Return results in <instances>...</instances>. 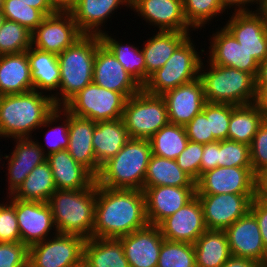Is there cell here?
I'll return each instance as SVG.
<instances>
[{
    "label": "cell",
    "mask_w": 267,
    "mask_h": 267,
    "mask_svg": "<svg viewBox=\"0 0 267 267\" xmlns=\"http://www.w3.org/2000/svg\"><path fill=\"white\" fill-rule=\"evenodd\" d=\"M210 38L208 61L222 67H231L252 74L255 78L259 63L238 43L234 36L223 26Z\"/></svg>",
    "instance_id": "cell-20"
},
{
    "label": "cell",
    "mask_w": 267,
    "mask_h": 267,
    "mask_svg": "<svg viewBox=\"0 0 267 267\" xmlns=\"http://www.w3.org/2000/svg\"><path fill=\"white\" fill-rule=\"evenodd\" d=\"M151 155L149 140L130 138L122 149L101 167L96 177L97 184L113 189L143 190Z\"/></svg>",
    "instance_id": "cell-5"
},
{
    "label": "cell",
    "mask_w": 267,
    "mask_h": 267,
    "mask_svg": "<svg viewBox=\"0 0 267 267\" xmlns=\"http://www.w3.org/2000/svg\"><path fill=\"white\" fill-rule=\"evenodd\" d=\"M46 160L50 164L58 190H81L96 182V177L77 163L67 150L51 153Z\"/></svg>",
    "instance_id": "cell-27"
},
{
    "label": "cell",
    "mask_w": 267,
    "mask_h": 267,
    "mask_svg": "<svg viewBox=\"0 0 267 267\" xmlns=\"http://www.w3.org/2000/svg\"><path fill=\"white\" fill-rule=\"evenodd\" d=\"M159 31L191 32L185 19L183 0H131L130 8ZM191 29V30H190Z\"/></svg>",
    "instance_id": "cell-18"
},
{
    "label": "cell",
    "mask_w": 267,
    "mask_h": 267,
    "mask_svg": "<svg viewBox=\"0 0 267 267\" xmlns=\"http://www.w3.org/2000/svg\"><path fill=\"white\" fill-rule=\"evenodd\" d=\"M158 227L165 240L194 244L207 230L197 195L174 214L164 219Z\"/></svg>",
    "instance_id": "cell-17"
},
{
    "label": "cell",
    "mask_w": 267,
    "mask_h": 267,
    "mask_svg": "<svg viewBox=\"0 0 267 267\" xmlns=\"http://www.w3.org/2000/svg\"><path fill=\"white\" fill-rule=\"evenodd\" d=\"M130 3L131 0H76L68 11L83 34L101 35L102 24L112 17L111 14L117 12L120 5L129 8Z\"/></svg>",
    "instance_id": "cell-25"
},
{
    "label": "cell",
    "mask_w": 267,
    "mask_h": 267,
    "mask_svg": "<svg viewBox=\"0 0 267 267\" xmlns=\"http://www.w3.org/2000/svg\"><path fill=\"white\" fill-rule=\"evenodd\" d=\"M3 1L4 0H0V12H2V9H3Z\"/></svg>",
    "instance_id": "cell-64"
},
{
    "label": "cell",
    "mask_w": 267,
    "mask_h": 267,
    "mask_svg": "<svg viewBox=\"0 0 267 267\" xmlns=\"http://www.w3.org/2000/svg\"><path fill=\"white\" fill-rule=\"evenodd\" d=\"M129 139L123 119L96 122L92 144L98 165L113 158Z\"/></svg>",
    "instance_id": "cell-29"
},
{
    "label": "cell",
    "mask_w": 267,
    "mask_h": 267,
    "mask_svg": "<svg viewBox=\"0 0 267 267\" xmlns=\"http://www.w3.org/2000/svg\"><path fill=\"white\" fill-rule=\"evenodd\" d=\"M189 35L173 52L165 65L153 73L142 87L147 93L163 95L174 88L190 83L199 78L202 63L201 55L197 52Z\"/></svg>",
    "instance_id": "cell-7"
},
{
    "label": "cell",
    "mask_w": 267,
    "mask_h": 267,
    "mask_svg": "<svg viewBox=\"0 0 267 267\" xmlns=\"http://www.w3.org/2000/svg\"><path fill=\"white\" fill-rule=\"evenodd\" d=\"M143 193L148 223L158 226L196 195V187H144Z\"/></svg>",
    "instance_id": "cell-21"
},
{
    "label": "cell",
    "mask_w": 267,
    "mask_h": 267,
    "mask_svg": "<svg viewBox=\"0 0 267 267\" xmlns=\"http://www.w3.org/2000/svg\"><path fill=\"white\" fill-rule=\"evenodd\" d=\"M235 105L205 103L202 112L209 119L210 133L217 141L228 139L229 122Z\"/></svg>",
    "instance_id": "cell-44"
},
{
    "label": "cell",
    "mask_w": 267,
    "mask_h": 267,
    "mask_svg": "<svg viewBox=\"0 0 267 267\" xmlns=\"http://www.w3.org/2000/svg\"><path fill=\"white\" fill-rule=\"evenodd\" d=\"M104 31L100 37L102 43L113 53L124 69L143 87L146 84V64L142 50L135 44H123ZM128 44V45H127Z\"/></svg>",
    "instance_id": "cell-36"
},
{
    "label": "cell",
    "mask_w": 267,
    "mask_h": 267,
    "mask_svg": "<svg viewBox=\"0 0 267 267\" xmlns=\"http://www.w3.org/2000/svg\"><path fill=\"white\" fill-rule=\"evenodd\" d=\"M127 98L94 84L80 90L64 107L79 117L95 122L122 119Z\"/></svg>",
    "instance_id": "cell-9"
},
{
    "label": "cell",
    "mask_w": 267,
    "mask_h": 267,
    "mask_svg": "<svg viewBox=\"0 0 267 267\" xmlns=\"http://www.w3.org/2000/svg\"><path fill=\"white\" fill-rule=\"evenodd\" d=\"M76 267H92L90 266L84 259L81 261V263L79 265H77Z\"/></svg>",
    "instance_id": "cell-61"
},
{
    "label": "cell",
    "mask_w": 267,
    "mask_h": 267,
    "mask_svg": "<svg viewBox=\"0 0 267 267\" xmlns=\"http://www.w3.org/2000/svg\"><path fill=\"white\" fill-rule=\"evenodd\" d=\"M219 2L224 10H229L231 7L232 9L234 8V13L252 11L248 8V6L252 5L248 0H219Z\"/></svg>",
    "instance_id": "cell-56"
},
{
    "label": "cell",
    "mask_w": 267,
    "mask_h": 267,
    "mask_svg": "<svg viewBox=\"0 0 267 267\" xmlns=\"http://www.w3.org/2000/svg\"><path fill=\"white\" fill-rule=\"evenodd\" d=\"M16 143L11 155H5L4 159L8 161V195H12L39 164L46 161L47 156L43 148L39 145L37 139L20 138L13 139Z\"/></svg>",
    "instance_id": "cell-24"
},
{
    "label": "cell",
    "mask_w": 267,
    "mask_h": 267,
    "mask_svg": "<svg viewBox=\"0 0 267 267\" xmlns=\"http://www.w3.org/2000/svg\"><path fill=\"white\" fill-rule=\"evenodd\" d=\"M93 83L101 88L122 93L127 99L142 89L103 43L96 50Z\"/></svg>",
    "instance_id": "cell-16"
},
{
    "label": "cell",
    "mask_w": 267,
    "mask_h": 267,
    "mask_svg": "<svg viewBox=\"0 0 267 267\" xmlns=\"http://www.w3.org/2000/svg\"><path fill=\"white\" fill-rule=\"evenodd\" d=\"M100 35H83L72 46L58 54L59 90L52 99L56 107H64L80 90L93 82V68Z\"/></svg>",
    "instance_id": "cell-3"
},
{
    "label": "cell",
    "mask_w": 267,
    "mask_h": 267,
    "mask_svg": "<svg viewBox=\"0 0 267 267\" xmlns=\"http://www.w3.org/2000/svg\"><path fill=\"white\" fill-rule=\"evenodd\" d=\"M0 209V243L21 242L20 231L15 213V198L8 196Z\"/></svg>",
    "instance_id": "cell-46"
},
{
    "label": "cell",
    "mask_w": 267,
    "mask_h": 267,
    "mask_svg": "<svg viewBox=\"0 0 267 267\" xmlns=\"http://www.w3.org/2000/svg\"><path fill=\"white\" fill-rule=\"evenodd\" d=\"M152 154L176 160L189 141L184 126L168 123L150 139Z\"/></svg>",
    "instance_id": "cell-38"
},
{
    "label": "cell",
    "mask_w": 267,
    "mask_h": 267,
    "mask_svg": "<svg viewBox=\"0 0 267 267\" xmlns=\"http://www.w3.org/2000/svg\"><path fill=\"white\" fill-rule=\"evenodd\" d=\"M118 239L122 243L130 267H157L161 246L165 240L158 226L147 225Z\"/></svg>",
    "instance_id": "cell-22"
},
{
    "label": "cell",
    "mask_w": 267,
    "mask_h": 267,
    "mask_svg": "<svg viewBox=\"0 0 267 267\" xmlns=\"http://www.w3.org/2000/svg\"><path fill=\"white\" fill-rule=\"evenodd\" d=\"M33 90L27 51L0 55V92L3 95Z\"/></svg>",
    "instance_id": "cell-28"
},
{
    "label": "cell",
    "mask_w": 267,
    "mask_h": 267,
    "mask_svg": "<svg viewBox=\"0 0 267 267\" xmlns=\"http://www.w3.org/2000/svg\"><path fill=\"white\" fill-rule=\"evenodd\" d=\"M232 256L249 258L267 263V250L263 244L260 228L255 216L248 211L226 230Z\"/></svg>",
    "instance_id": "cell-19"
},
{
    "label": "cell",
    "mask_w": 267,
    "mask_h": 267,
    "mask_svg": "<svg viewBox=\"0 0 267 267\" xmlns=\"http://www.w3.org/2000/svg\"><path fill=\"white\" fill-rule=\"evenodd\" d=\"M122 119L129 137L134 139L149 140L169 123L163 97L147 93L143 88L126 100Z\"/></svg>",
    "instance_id": "cell-8"
},
{
    "label": "cell",
    "mask_w": 267,
    "mask_h": 267,
    "mask_svg": "<svg viewBox=\"0 0 267 267\" xmlns=\"http://www.w3.org/2000/svg\"><path fill=\"white\" fill-rule=\"evenodd\" d=\"M251 4L255 5L257 4V7H258V4L260 5L262 0H248Z\"/></svg>",
    "instance_id": "cell-62"
},
{
    "label": "cell",
    "mask_w": 267,
    "mask_h": 267,
    "mask_svg": "<svg viewBox=\"0 0 267 267\" xmlns=\"http://www.w3.org/2000/svg\"><path fill=\"white\" fill-rule=\"evenodd\" d=\"M203 144L188 141L184 151L176 158L178 166L195 182L200 178Z\"/></svg>",
    "instance_id": "cell-47"
},
{
    "label": "cell",
    "mask_w": 267,
    "mask_h": 267,
    "mask_svg": "<svg viewBox=\"0 0 267 267\" xmlns=\"http://www.w3.org/2000/svg\"><path fill=\"white\" fill-rule=\"evenodd\" d=\"M4 204H5L4 202L0 203V209L2 208V206H3Z\"/></svg>",
    "instance_id": "cell-65"
},
{
    "label": "cell",
    "mask_w": 267,
    "mask_h": 267,
    "mask_svg": "<svg viewBox=\"0 0 267 267\" xmlns=\"http://www.w3.org/2000/svg\"><path fill=\"white\" fill-rule=\"evenodd\" d=\"M189 141L208 144L217 141L210 133L209 119L201 111L188 124L184 126Z\"/></svg>",
    "instance_id": "cell-50"
},
{
    "label": "cell",
    "mask_w": 267,
    "mask_h": 267,
    "mask_svg": "<svg viewBox=\"0 0 267 267\" xmlns=\"http://www.w3.org/2000/svg\"><path fill=\"white\" fill-rule=\"evenodd\" d=\"M2 14L5 19L17 22L30 32H33L46 17L41 10L30 7L20 0H4Z\"/></svg>",
    "instance_id": "cell-43"
},
{
    "label": "cell",
    "mask_w": 267,
    "mask_h": 267,
    "mask_svg": "<svg viewBox=\"0 0 267 267\" xmlns=\"http://www.w3.org/2000/svg\"><path fill=\"white\" fill-rule=\"evenodd\" d=\"M61 115L63 117H61ZM60 119V120H59ZM64 119V120H63ZM61 122L52 127V125L57 124L59 121ZM51 126V127H50ZM49 127L48 132L45 134V146L40 142L39 145L43 148V152L46 156L51 153L67 150L69 145V111L65 107H57L45 120V122L41 125L40 128Z\"/></svg>",
    "instance_id": "cell-39"
},
{
    "label": "cell",
    "mask_w": 267,
    "mask_h": 267,
    "mask_svg": "<svg viewBox=\"0 0 267 267\" xmlns=\"http://www.w3.org/2000/svg\"><path fill=\"white\" fill-rule=\"evenodd\" d=\"M156 186L196 187V182L178 166L176 160L152 154L144 187Z\"/></svg>",
    "instance_id": "cell-33"
},
{
    "label": "cell",
    "mask_w": 267,
    "mask_h": 267,
    "mask_svg": "<svg viewBox=\"0 0 267 267\" xmlns=\"http://www.w3.org/2000/svg\"><path fill=\"white\" fill-rule=\"evenodd\" d=\"M196 267H222L232 256L224 230L207 229L194 243Z\"/></svg>",
    "instance_id": "cell-32"
},
{
    "label": "cell",
    "mask_w": 267,
    "mask_h": 267,
    "mask_svg": "<svg viewBox=\"0 0 267 267\" xmlns=\"http://www.w3.org/2000/svg\"><path fill=\"white\" fill-rule=\"evenodd\" d=\"M0 267H28V247L22 242L0 243Z\"/></svg>",
    "instance_id": "cell-49"
},
{
    "label": "cell",
    "mask_w": 267,
    "mask_h": 267,
    "mask_svg": "<svg viewBox=\"0 0 267 267\" xmlns=\"http://www.w3.org/2000/svg\"><path fill=\"white\" fill-rule=\"evenodd\" d=\"M2 96H3V94L0 92V101H1V99H2Z\"/></svg>",
    "instance_id": "cell-66"
},
{
    "label": "cell",
    "mask_w": 267,
    "mask_h": 267,
    "mask_svg": "<svg viewBox=\"0 0 267 267\" xmlns=\"http://www.w3.org/2000/svg\"><path fill=\"white\" fill-rule=\"evenodd\" d=\"M56 108L52 96L36 90L3 95L0 101V137L32 138V133L40 129Z\"/></svg>",
    "instance_id": "cell-2"
},
{
    "label": "cell",
    "mask_w": 267,
    "mask_h": 267,
    "mask_svg": "<svg viewBox=\"0 0 267 267\" xmlns=\"http://www.w3.org/2000/svg\"><path fill=\"white\" fill-rule=\"evenodd\" d=\"M31 35L27 28L5 19L0 28V55L27 51L31 47Z\"/></svg>",
    "instance_id": "cell-40"
},
{
    "label": "cell",
    "mask_w": 267,
    "mask_h": 267,
    "mask_svg": "<svg viewBox=\"0 0 267 267\" xmlns=\"http://www.w3.org/2000/svg\"><path fill=\"white\" fill-rule=\"evenodd\" d=\"M183 12L188 24L196 30L209 25L208 21L220 16L225 10L219 0H183Z\"/></svg>",
    "instance_id": "cell-42"
},
{
    "label": "cell",
    "mask_w": 267,
    "mask_h": 267,
    "mask_svg": "<svg viewBox=\"0 0 267 267\" xmlns=\"http://www.w3.org/2000/svg\"><path fill=\"white\" fill-rule=\"evenodd\" d=\"M20 2L41 10L46 16L52 15L58 11L51 0H20Z\"/></svg>",
    "instance_id": "cell-55"
},
{
    "label": "cell",
    "mask_w": 267,
    "mask_h": 267,
    "mask_svg": "<svg viewBox=\"0 0 267 267\" xmlns=\"http://www.w3.org/2000/svg\"><path fill=\"white\" fill-rule=\"evenodd\" d=\"M83 35L71 13L68 10H58L46 16L32 32L31 46L58 55Z\"/></svg>",
    "instance_id": "cell-11"
},
{
    "label": "cell",
    "mask_w": 267,
    "mask_h": 267,
    "mask_svg": "<svg viewBox=\"0 0 267 267\" xmlns=\"http://www.w3.org/2000/svg\"><path fill=\"white\" fill-rule=\"evenodd\" d=\"M96 122L69 112V145L67 151L79 164L87 168L95 177L100 173L93 150L92 138Z\"/></svg>",
    "instance_id": "cell-26"
},
{
    "label": "cell",
    "mask_w": 267,
    "mask_h": 267,
    "mask_svg": "<svg viewBox=\"0 0 267 267\" xmlns=\"http://www.w3.org/2000/svg\"><path fill=\"white\" fill-rule=\"evenodd\" d=\"M56 190L52 170L46 160L31 171L11 196L24 201L49 202Z\"/></svg>",
    "instance_id": "cell-35"
},
{
    "label": "cell",
    "mask_w": 267,
    "mask_h": 267,
    "mask_svg": "<svg viewBox=\"0 0 267 267\" xmlns=\"http://www.w3.org/2000/svg\"><path fill=\"white\" fill-rule=\"evenodd\" d=\"M256 218L263 244L267 250V201L254 198L250 204L249 210Z\"/></svg>",
    "instance_id": "cell-51"
},
{
    "label": "cell",
    "mask_w": 267,
    "mask_h": 267,
    "mask_svg": "<svg viewBox=\"0 0 267 267\" xmlns=\"http://www.w3.org/2000/svg\"><path fill=\"white\" fill-rule=\"evenodd\" d=\"M27 57L33 82V90L53 96L59 90L60 67L58 56L34 47L27 50ZM51 91H56L52 93ZM52 93V94H51Z\"/></svg>",
    "instance_id": "cell-30"
},
{
    "label": "cell",
    "mask_w": 267,
    "mask_h": 267,
    "mask_svg": "<svg viewBox=\"0 0 267 267\" xmlns=\"http://www.w3.org/2000/svg\"><path fill=\"white\" fill-rule=\"evenodd\" d=\"M256 85H267V55L264 60L259 63Z\"/></svg>",
    "instance_id": "cell-58"
},
{
    "label": "cell",
    "mask_w": 267,
    "mask_h": 267,
    "mask_svg": "<svg viewBox=\"0 0 267 267\" xmlns=\"http://www.w3.org/2000/svg\"><path fill=\"white\" fill-rule=\"evenodd\" d=\"M255 194L252 167H216L196 182V194Z\"/></svg>",
    "instance_id": "cell-13"
},
{
    "label": "cell",
    "mask_w": 267,
    "mask_h": 267,
    "mask_svg": "<svg viewBox=\"0 0 267 267\" xmlns=\"http://www.w3.org/2000/svg\"><path fill=\"white\" fill-rule=\"evenodd\" d=\"M252 167L250 146L232 140L219 141L218 167Z\"/></svg>",
    "instance_id": "cell-45"
},
{
    "label": "cell",
    "mask_w": 267,
    "mask_h": 267,
    "mask_svg": "<svg viewBox=\"0 0 267 267\" xmlns=\"http://www.w3.org/2000/svg\"><path fill=\"white\" fill-rule=\"evenodd\" d=\"M83 259L92 267H130L121 241L115 238L86 239Z\"/></svg>",
    "instance_id": "cell-34"
},
{
    "label": "cell",
    "mask_w": 267,
    "mask_h": 267,
    "mask_svg": "<svg viewBox=\"0 0 267 267\" xmlns=\"http://www.w3.org/2000/svg\"><path fill=\"white\" fill-rule=\"evenodd\" d=\"M222 267H265L262 263L242 257L231 256Z\"/></svg>",
    "instance_id": "cell-57"
},
{
    "label": "cell",
    "mask_w": 267,
    "mask_h": 267,
    "mask_svg": "<svg viewBox=\"0 0 267 267\" xmlns=\"http://www.w3.org/2000/svg\"><path fill=\"white\" fill-rule=\"evenodd\" d=\"M263 120L262 113L253 103L236 106L231 113L228 140L250 146Z\"/></svg>",
    "instance_id": "cell-37"
},
{
    "label": "cell",
    "mask_w": 267,
    "mask_h": 267,
    "mask_svg": "<svg viewBox=\"0 0 267 267\" xmlns=\"http://www.w3.org/2000/svg\"><path fill=\"white\" fill-rule=\"evenodd\" d=\"M57 233L92 237L95 224L96 182L81 190H56L49 200Z\"/></svg>",
    "instance_id": "cell-4"
},
{
    "label": "cell",
    "mask_w": 267,
    "mask_h": 267,
    "mask_svg": "<svg viewBox=\"0 0 267 267\" xmlns=\"http://www.w3.org/2000/svg\"><path fill=\"white\" fill-rule=\"evenodd\" d=\"M205 62L207 65L204 64ZM205 62L202 60L199 79L202 82L207 103L241 106L254 102L256 78L252 74L231 67L215 65L208 60Z\"/></svg>",
    "instance_id": "cell-6"
},
{
    "label": "cell",
    "mask_w": 267,
    "mask_h": 267,
    "mask_svg": "<svg viewBox=\"0 0 267 267\" xmlns=\"http://www.w3.org/2000/svg\"><path fill=\"white\" fill-rule=\"evenodd\" d=\"M232 13L224 27L258 63H261L267 55V25L263 16L255 9L250 12Z\"/></svg>",
    "instance_id": "cell-15"
},
{
    "label": "cell",
    "mask_w": 267,
    "mask_h": 267,
    "mask_svg": "<svg viewBox=\"0 0 267 267\" xmlns=\"http://www.w3.org/2000/svg\"><path fill=\"white\" fill-rule=\"evenodd\" d=\"M171 124L185 126L203 109L206 103L201 80L178 86L162 95Z\"/></svg>",
    "instance_id": "cell-23"
},
{
    "label": "cell",
    "mask_w": 267,
    "mask_h": 267,
    "mask_svg": "<svg viewBox=\"0 0 267 267\" xmlns=\"http://www.w3.org/2000/svg\"><path fill=\"white\" fill-rule=\"evenodd\" d=\"M147 225L143 190L113 189L96 182L93 238L118 239Z\"/></svg>",
    "instance_id": "cell-1"
},
{
    "label": "cell",
    "mask_w": 267,
    "mask_h": 267,
    "mask_svg": "<svg viewBox=\"0 0 267 267\" xmlns=\"http://www.w3.org/2000/svg\"><path fill=\"white\" fill-rule=\"evenodd\" d=\"M219 141L203 145V153L200 164V176L209 170L218 167Z\"/></svg>",
    "instance_id": "cell-52"
},
{
    "label": "cell",
    "mask_w": 267,
    "mask_h": 267,
    "mask_svg": "<svg viewBox=\"0 0 267 267\" xmlns=\"http://www.w3.org/2000/svg\"><path fill=\"white\" fill-rule=\"evenodd\" d=\"M140 47L146 64V82L159 68L165 65L175 49L189 36L190 32L156 31Z\"/></svg>",
    "instance_id": "cell-31"
},
{
    "label": "cell",
    "mask_w": 267,
    "mask_h": 267,
    "mask_svg": "<svg viewBox=\"0 0 267 267\" xmlns=\"http://www.w3.org/2000/svg\"><path fill=\"white\" fill-rule=\"evenodd\" d=\"M58 10H68L76 0H51Z\"/></svg>",
    "instance_id": "cell-59"
},
{
    "label": "cell",
    "mask_w": 267,
    "mask_h": 267,
    "mask_svg": "<svg viewBox=\"0 0 267 267\" xmlns=\"http://www.w3.org/2000/svg\"><path fill=\"white\" fill-rule=\"evenodd\" d=\"M157 267H196L194 244L164 240Z\"/></svg>",
    "instance_id": "cell-41"
},
{
    "label": "cell",
    "mask_w": 267,
    "mask_h": 267,
    "mask_svg": "<svg viewBox=\"0 0 267 267\" xmlns=\"http://www.w3.org/2000/svg\"><path fill=\"white\" fill-rule=\"evenodd\" d=\"M252 172L258 173L267 167V120L259 125L250 145Z\"/></svg>",
    "instance_id": "cell-48"
},
{
    "label": "cell",
    "mask_w": 267,
    "mask_h": 267,
    "mask_svg": "<svg viewBox=\"0 0 267 267\" xmlns=\"http://www.w3.org/2000/svg\"><path fill=\"white\" fill-rule=\"evenodd\" d=\"M255 197L267 200V167L255 174Z\"/></svg>",
    "instance_id": "cell-53"
},
{
    "label": "cell",
    "mask_w": 267,
    "mask_h": 267,
    "mask_svg": "<svg viewBox=\"0 0 267 267\" xmlns=\"http://www.w3.org/2000/svg\"><path fill=\"white\" fill-rule=\"evenodd\" d=\"M21 242L27 247L49 238L50 231L57 232L48 202L24 201L15 198Z\"/></svg>",
    "instance_id": "cell-14"
},
{
    "label": "cell",
    "mask_w": 267,
    "mask_h": 267,
    "mask_svg": "<svg viewBox=\"0 0 267 267\" xmlns=\"http://www.w3.org/2000/svg\"><path fill=\"white\" fill-rule=\"evenodd\" d=\"M49 236L28 247V267H76L81 263L84 257L83 237L57 232Z\"/></svg>",
    "instance_id": "cell-10"
},
{
    "label": "cell",
    "mask_w": 267,
    "mask_h": 267,
    "mask_svg": "<svg viewBox=\"0 0 267 267\" xmlns=\"http://www.w3.org/2000/svg\"><path fill=\"white\" fill-rule=\"evenodd\" d=\"M253 104L262 113L264 120H267V85H256V94Z\"/></svg>",
    "instance_id": "cell-54"
},
{
    "label": "cell",
    "mask_w": 267,
    "mask_h": 267,
    "mask_svg": "<svg viewBox=\"0 0 267 267\" xmlns=\"http://www.w3.org/2000/svg\"><path fill=\"white\" fill-rule=\"evenodd\" d=\"M207 229L226 230L250 210L255 194H196Z\"/></svg>",
    "instance_id": "cell-12"
},
{
    "label": "cell",
    "mask_w": 267,
    "mask_h": 267,
    "mask_svg": "<svg viewBox=\"0 0 267 267\" xmlns=\"http://www.w3.org/2000/svg\"><path fill=\"white\" fill-rule=\"evenodd\" d=\"M4 20H5V17H4V15L2 14V12H0V28H1V26H2V24H3V22H4Z\"/></svg>",
    "instance_id": "cell-63"
},
{
    "label": "cell",
    "mask_w": 267,
    "mask_h": 267,
    "mask_svg": "<svg viewBox=\"0 0 267 267\" xmlns=\"http://www.w3.org/2000/svg\"><path fill=\"white\" fill-rule=\"evenodd\" d=\"M256 10L263 16L265 24L267 25V0H262Z\"/></svg>",
    "instance_id": "cell-60"
}]
</instances>
